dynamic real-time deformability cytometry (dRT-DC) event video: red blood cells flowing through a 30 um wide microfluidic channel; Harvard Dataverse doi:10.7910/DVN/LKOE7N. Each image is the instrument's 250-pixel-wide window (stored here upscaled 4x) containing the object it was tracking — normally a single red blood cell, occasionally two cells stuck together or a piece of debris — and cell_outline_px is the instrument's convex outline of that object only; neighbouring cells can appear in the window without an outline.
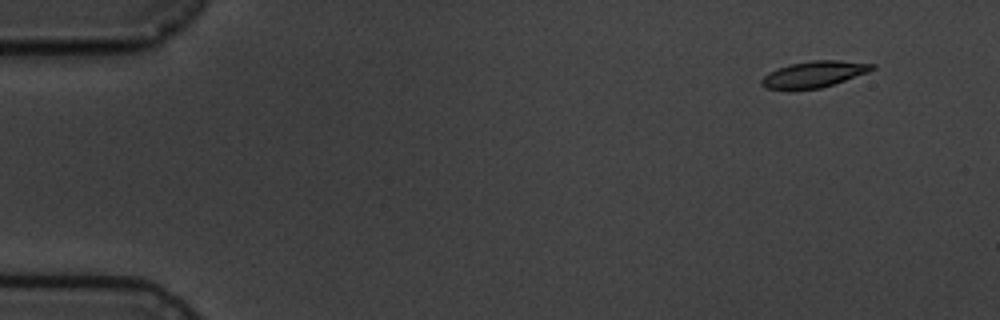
{"species": "common noctule bat (a hibernating species)", "species_latin": "Nyctalus noctula", "temperature_condition": "cold", "stored_images_in_passage": 3, "camera_frame_rate_fps": 3000, "um_per_image_px": 0.085, "animal": {"sex": "male", "body_mass_g": 19.5, "forearm_length_mm": 54.6}, "frame": {"image": 1, "passage_image": 1, "time_ms": 0.0, "image_size_px": [1000, 320], "cell_outline_px": [[876, 68], [868, 72], [820, 88], [788, 92], [764, 88], [760, 84], [760, 80], [768, 72], [776, 68], [792, 64], [812, 60], [840, 60], [876, 64]], "centroid_in_image_um": [69.11, 6.34], "position_along_channel_um": 15.9, "area_um2": 17.4}}